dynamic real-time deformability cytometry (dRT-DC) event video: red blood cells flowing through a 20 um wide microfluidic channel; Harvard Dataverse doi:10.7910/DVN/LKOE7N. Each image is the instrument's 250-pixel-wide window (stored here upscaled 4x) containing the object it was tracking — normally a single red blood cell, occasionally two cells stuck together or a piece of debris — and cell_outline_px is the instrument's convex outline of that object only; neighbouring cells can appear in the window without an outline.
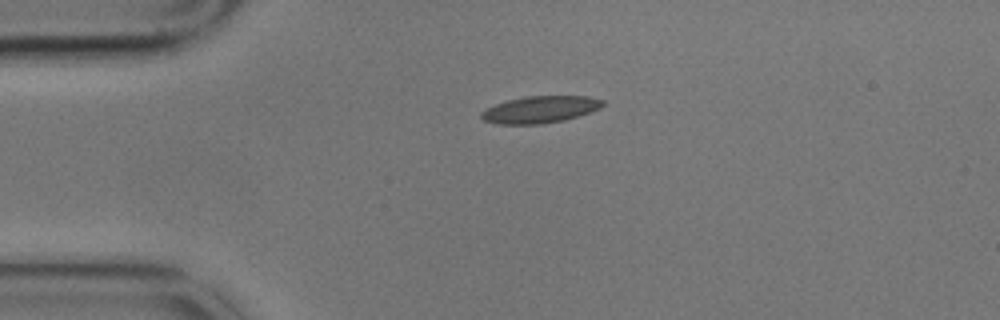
{"species": "common noctule bat (a hibernating species)", "species_latin": "Nyctalus noctula", "temperature_condition": "cold", "stored_images_in_passage": 3, "camera_frame_rate_fps": 3000, "um_per_image_px": 0.085, "animal": {"sex": "male", "body_mass_g": 17.9}, "frame": {"image": 1, "passage_image": 1, "time_ms": 0.0, "image_size_px": [1000, 320], "cell_outline_px": [[604, 104], [600, 108], [564, 120], [540, 124], [496, 124], [484, 120], [480, 116], [480, 112], [496, 104], [508, 100], [524, 96], [588, 96], [604, 100]], "centroid_in_image_um": [45.9, 9.3], "position_along_channel_um": 39.1, "area_um2": 18.9}}